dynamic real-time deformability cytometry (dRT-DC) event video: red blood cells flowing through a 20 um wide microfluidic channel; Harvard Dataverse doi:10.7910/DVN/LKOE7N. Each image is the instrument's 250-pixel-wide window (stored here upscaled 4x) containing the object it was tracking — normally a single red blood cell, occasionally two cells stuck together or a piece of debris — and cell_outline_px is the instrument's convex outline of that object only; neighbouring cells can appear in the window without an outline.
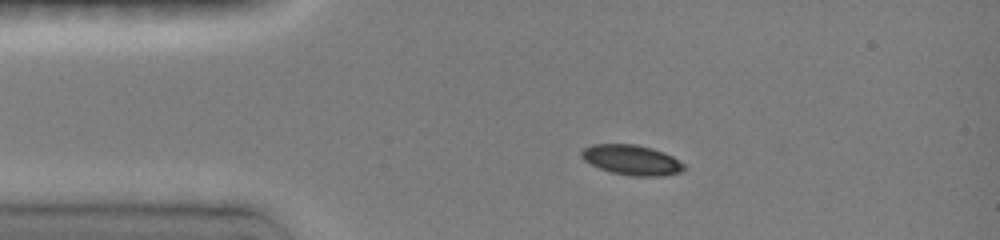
{"species": "common noctule bat (a hibernating species)", "species_latin": "Nyctalus noctula", "temperature_condition": "room temperature", "stored_images_in_passage": 40, "camera_frame_rate_fps": 3000, "um_per_image_px": 0.085, "animal": {"sex": "female", "body_mass_g": 19.0, "forearm_length_mm": 51.5}, "frame": {"image": 1, "passage_image": 1, "time_ms": 0.0, "image_size_px": [1000, 240], "cell_outline_px": [[684, 168], [680, 172], [660, 176], [632, 176], [612, 172], [600, 168], [584, 160], [580, 156], [580, 152], [584, 148], [592, 144], [636, 144], [652, 148], [664, 152], [672, 156], [684, 164]], "centroid_in_image_um": [53.68, 13.58], "position_along_channel_um": 31.3, "area_um2": 17.86}}
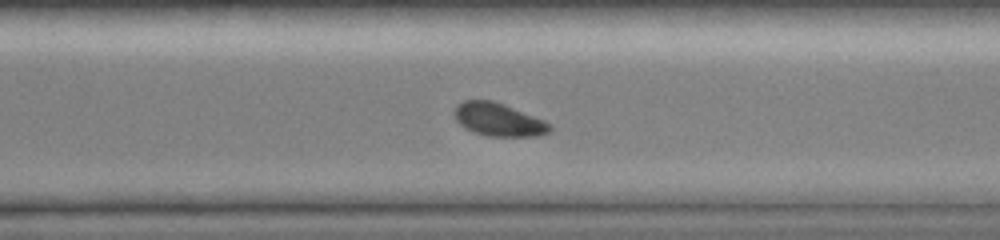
{"frame": {"image": 2, "passage_image": 26, "time_ms": 8.333, "image_size_px": [1000, 240], "cell_outline_px": [[552, 128], [548, 132], [536, 136], [488, 136], [464, 128], [456, 120], [456, 104], [464, 100], [492, 100], [544, 120], [552, 124]], "centroid_in_image_um": [42.38, 10.17], "position_along_channel_um": 328.2, "area_um2": 18.09}}
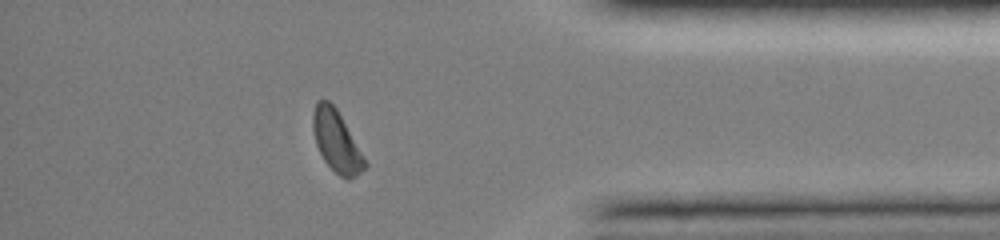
{"frame": {"image": 3, "passage_image": 33, "time_ms": 10.667, "image_size_px": [1000, 240], "cell_outline_px": [[368, 164], [356, 176], [348, 180], [340, 176], [324, 160], [316, 144], [312, 128], [312, 112], [316, 100], [328, 100], [336, 108]], "centroid_in_image_um": [28.57, 11.99], "position_along_channel_um": 406.6, "area_um2": 18.26}, "authors_computed_cell_mechanics": {"area_um2": 18.9006, "velocity_mm_per_s": 3.998, "shape_relaxation_time_tau1_ms": 2.5231, "shape_relaxation_time_tau2_ms": null, "deformation_change_tau1": 0.0847, "deformation_change_tau2": null}}